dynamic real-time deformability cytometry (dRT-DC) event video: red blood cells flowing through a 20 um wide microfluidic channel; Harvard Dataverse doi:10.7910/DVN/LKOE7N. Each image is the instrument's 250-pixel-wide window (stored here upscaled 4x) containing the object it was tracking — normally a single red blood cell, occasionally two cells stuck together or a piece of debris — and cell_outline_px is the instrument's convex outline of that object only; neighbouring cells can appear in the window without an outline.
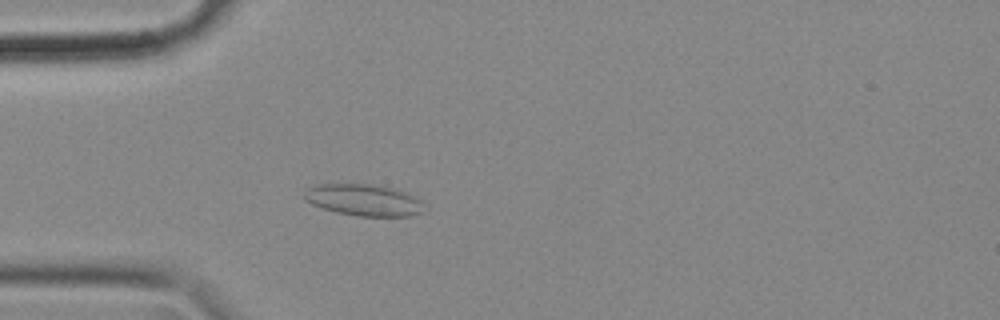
{"species": "common noctule bat (a hibernating species)", "species_latin": "Nyctalus noctula", "temperature_condition": "cold", "stored_images_in_passage": 55, "camera_frame_rate_fps": 3000, "um_per_image_px": 0.085, "animal": {"sex": "female", "body_mass_g": 18.4}, "frame": {"image": 1, "passage_image": 15, "time_ms": 4.667, "image_size_px": [1000, 320], "cell_outline_px": [[424, 212], [412, 216], [356, 216], [336, 212], [312, 204], [304, 200], [304, 192], [308, 188], [320, 184], [368, 184], [392, 188], [404, 192], [420, 200]], "centroid_in_image_um": [30.9, 17.01], "position_along_channel_um": 54.1, "area_um2": 21.85}}
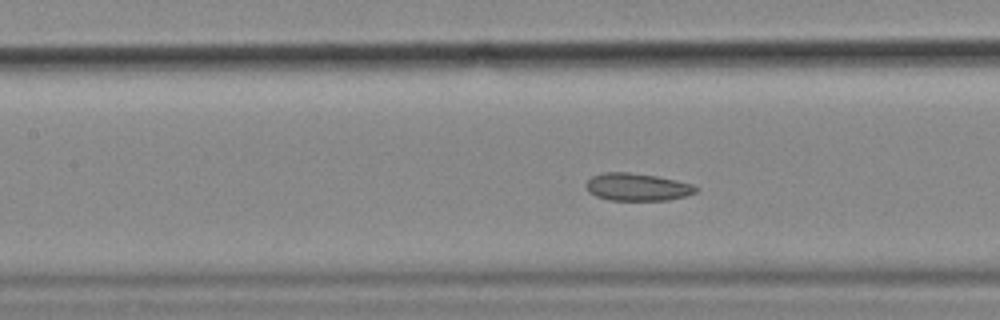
{"frame": {"image": 2, "passage_image": 24, "time_ms": 7.667, "image_size_px": [1000, 320], "cell_outline_px": [[700, 188], [696, 192], [684, 196], [668, 200], [608, 200], [596, 196], [588, 192], [584, 184], [592, 176], [604, 172], [628, 172], [656, 176], [676, 180], [692, 184]], "centroid_in_image_um": [54.14, 15.89], "position_along_channel_um": 153.3, "area_um2": 17.69}}
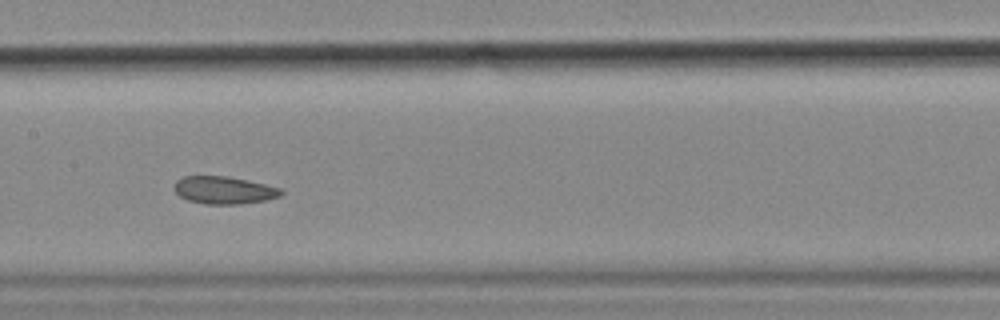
{"frame": {"image": 3, "passage_image": 27, "time_ms": 8.667, "image_size_px": [1000, 320], "cell_outline_px": [[284, 192], [280, 196], [264, 200], [240, 204], [204, 204], [188, 200], [180, 196], [176, 192], [176, 180], [180, 176], [228, 176], [248, 180], [284, 188]], "centroid_in_image_um": [19.08, 16.15], "position_along_channel_um": 188.3, "area_um2": 17.22}, "authors_computed_cell_mechanics": {"area_um2": 18.9584, "velocity_mm_per_s": 3.5414, "shape_relaxation_time_tau1_ms": 3.8684, "shape_relaxation_time_tau2_ms": 1.6695, "deformation_change_tau1": 0.0831, "deformation_change_tau2": 0.0783}}